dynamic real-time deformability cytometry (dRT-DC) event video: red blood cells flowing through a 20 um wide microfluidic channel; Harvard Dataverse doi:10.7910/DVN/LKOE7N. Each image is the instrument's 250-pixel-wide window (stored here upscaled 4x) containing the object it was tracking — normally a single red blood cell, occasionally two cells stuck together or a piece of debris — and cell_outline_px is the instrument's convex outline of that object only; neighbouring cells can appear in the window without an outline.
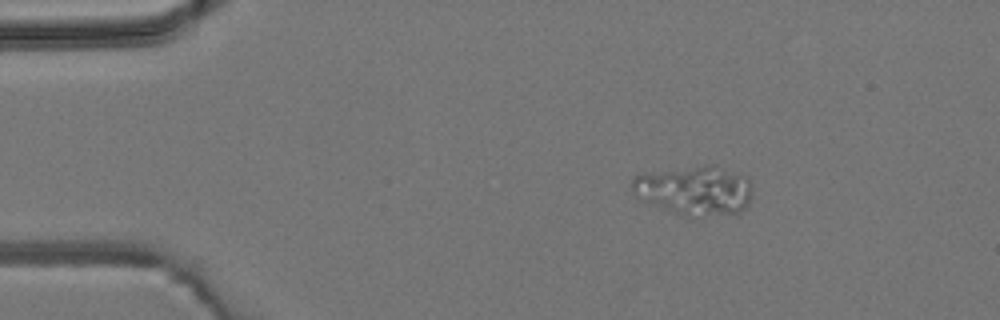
{"species": "common noctule bat (a hibernating species)", "species_latin": "Nyctalus noctula", "temperature_condition": "room temperature", "stored_images_in_passage": 5, "camera_frame_rate_fps": 3000, "um_per_image_px": 0.085, "animal": {"sex": "male", "body_mass_g": 19.2, "forearm_length_mm": 51.8}, "frame": {"image": 1, "passage_image": 3, "time_ms": 2.333, "image_size_px": [1000, 320], "cell_outline_px": [[752, 196], [748, 204], [740, 212], [684, 216], [640, 200], [636, 196], [632, 188], [632, 176], [644, 172], [704, 164], [712, 164], [748, 176], [752, 188]], "centroid_in_image_um": [59.03, 16.13], "position_along_channel_um": 26.0, "area_um2": 34.91}}
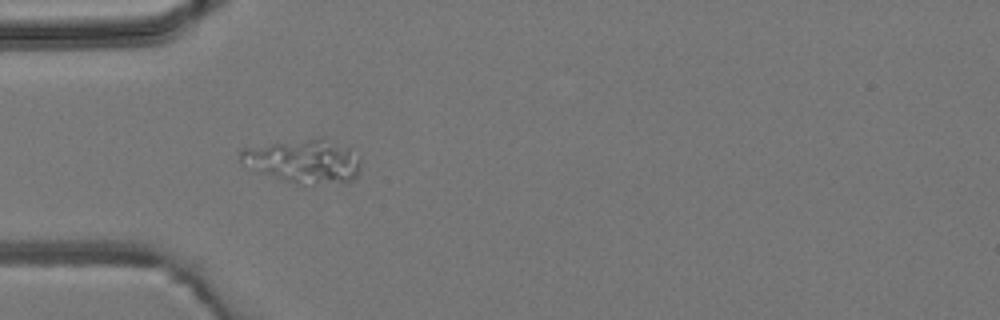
{"frame": {"image": 2, "passage_image": 5, "time_ms": 4.667, "image_size_px": [1000, 320], "cell_outline_px": [[360, 168], [356, 176], [352, 180], [312, 184], [300, 184], [280, 180], [248, 168], [240, 160], [240, 152], [244, 148], [324, 136], [348, 148], [360, 156]], "centroid_in_image_um": [25.82, 13.69], "position_along_channel_um": 59.2, "area_um2": 30.46}}